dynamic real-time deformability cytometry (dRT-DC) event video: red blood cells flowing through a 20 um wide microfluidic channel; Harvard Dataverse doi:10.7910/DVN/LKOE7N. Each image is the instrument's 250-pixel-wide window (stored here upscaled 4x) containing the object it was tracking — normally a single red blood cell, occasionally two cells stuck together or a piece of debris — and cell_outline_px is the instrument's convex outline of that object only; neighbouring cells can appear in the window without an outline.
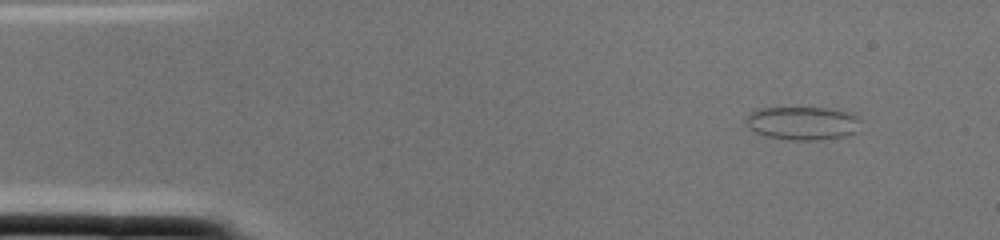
{"species": "common noctule bat (a hibernating species)", "species_latin": "Nyctalus noctula", "temperature_condition": "cold", "stored_images_in_passage": 3, "segment_of_instrument_passage": [1, 2], "camera_frame_rate_fps": 3000, "um_per_image_px": 0.085, "animal": {"sex": "female", "body_mass_g": 22.0, "forearm_length_mm": 56.7}, "frame": {"image": 1, "passage_image": 1, "time_ms": 0.0, "image_size_px": [1000, 240], "cell_outline_px": [[860, 132], [848, 136], [820, 140], [792, 140], [764, 136], [748, 128], [744, 124], [744, 120], [756, 108], [828, 108], [848, 112], [856, 116], [860, 120]], "centroid_in_image_um": [68.24, 10.48], "position_along_channel_um": 16.8, "area_um2": 22.72}}